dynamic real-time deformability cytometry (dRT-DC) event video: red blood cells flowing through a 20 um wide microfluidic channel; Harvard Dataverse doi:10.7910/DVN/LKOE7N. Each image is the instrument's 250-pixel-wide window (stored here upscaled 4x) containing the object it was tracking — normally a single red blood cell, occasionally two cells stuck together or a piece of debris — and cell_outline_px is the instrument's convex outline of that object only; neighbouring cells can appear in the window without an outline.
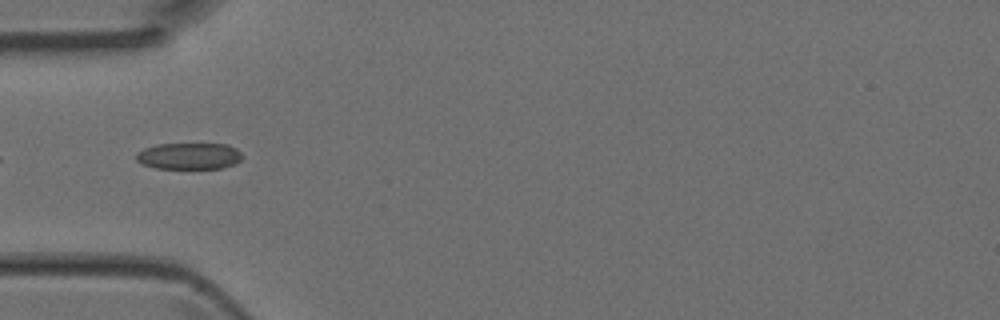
{"species": "Egyptian fruit bat (a non-hibernating species)", "species_latin": "Rousettus aegyptiacus", "temperature_condition": "room temperature", "stored_images_in_passage": 4, "camera_frame_rate_fps": 3000, "um_per_image_px": 0.085, "animal": {"sex": "female"}, "frame": {"image": 1, "passage_image": 4, "time_ms": 1.0, "image_size_px": [1000, 320], "cell_outline_px": [[244, 156], [236, 164], [220, 168], [156, 168], [144, 164], [136, 160], [136, 152], [144, 148], [156, 144], [228, 144], [236, 148]], "centroid_in_image_um": [16.09, 13.25], "position_along_channel_um": 68.9, "area_um2": 16.42}}